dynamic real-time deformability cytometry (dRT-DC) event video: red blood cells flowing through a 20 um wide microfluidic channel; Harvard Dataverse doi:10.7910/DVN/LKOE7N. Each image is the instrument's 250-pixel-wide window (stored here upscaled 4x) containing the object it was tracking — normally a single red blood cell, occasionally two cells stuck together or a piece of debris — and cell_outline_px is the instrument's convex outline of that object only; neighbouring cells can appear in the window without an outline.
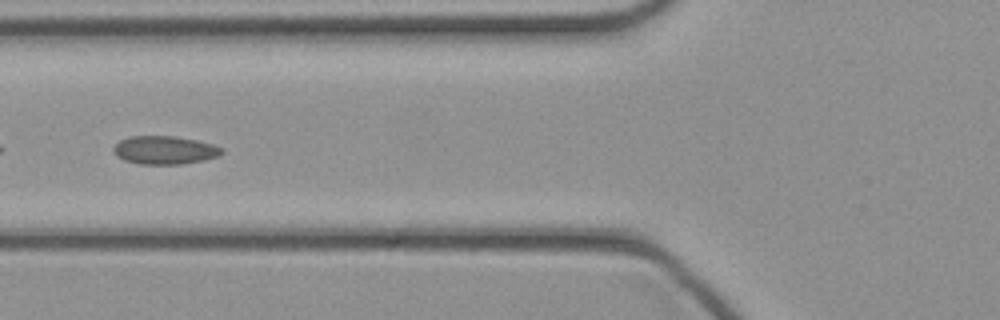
{"species": "common noctule bat (a hibernating species)", "species_latin": "Nyctalus noctula", "temperature_condition": "cold", "stored_images_in_passage": 25, "camera_frame_rate_fps": 3000, "um_per_image_px": 0.085, "animal": {"sex": "female", "body_mass_g": 21.9}, "frame": {"image": 1, "passage_image": 18, "time_ms": 5.667, "image_size_px": [1000, 320], "cell_outline_px": [[224, 152], [220, 156], [204, 160], [180, 164], [140, 164], [124, 160], [116, 156], [112, 152], [112, 148], [120, 140], [128, 136], [172, 136], [196, 140], [212, 144], [224, 148]], "centroid_in_image_um": [13.99, 12.76], "position_along_channel_um": 111.8, "area_um2": 17.98}}